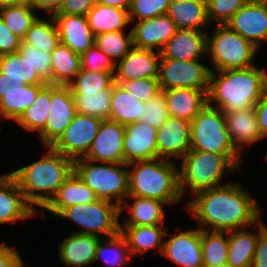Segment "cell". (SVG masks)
Wrapping results in <instances>:
<instances>
[{
    "mask_svg": "<svg viewBox=\"0 0 267 267\" xmlns=\"http://www.w3.org/2000/svg\"><path fill=\"white\" fill-rule=\"evenodd\" d=\"M206 36L203 31L178 29L161 50V57L180 61L202 60L206 55Z\"/></svg>",
    "mask_w": 267,
    "mask_h": 267,
    "instance_id": "cell-23",
    "label": "cell"
},
{
    "mask_svg": "<svg viewBox=\"0 0 267 267\" xmlns=\"http://www.w3.org/2000/svg\"><path fill=\"white\" fill-rule=\"evenodd\" d=\"M201 245L204 267H215L227 263L228 232L201 230Z\"/></svg>",
    "mask_w": 267,
    "mask_h": 267,
    "instance_id": "cell-39",
    "label": "cell"
},
{
    "mask_svg": "<svg viewBox=\"0 0 267 267\" xmlns=\"http://www.w3.org/2000/svg\"><path fill=\"white\" fill-rule=\"evenodd\" d=\"M115 72H92L81 69L74 80L68 85L71 92H98L107 88H113Z\"/></svg>",
    "mask_w": 267,
    "mask_h": 267,
    "instance_id": "cell-43",
    "label": "cell"
},
{
    "mask_svg": "<svg viewBox=\"0 0 267 267\" xmlns=\"http://www.w3.org/2000/svg\"><path fill=\"white\" fill-rule=\"evenodd\" d=\"M51 106L45 128L38 134L43 146L51 147L76 114L69 86L51 85Z\"/></svg>",
    "mask_w": 267,
    "mask_h": 267,
    "instance_id": "cell-12",
    "label": "cell"
},
{
    "mask_svg": "<svg viewBox=\"0 0 267 267\" xmlns=\"http://www.w3.org/2000/svg\"><path fill=\"white\" fill-rule=\"evenodd\" d=\"M157 129L143 121L125 126L123 140L124 164L158 158Z\"/></svg>",
    "mask_w": 267,
    "mask_h": 267,
    "instance_id": "cell-16",
    "label": "cell"
},
{
    "mask_svg": "<svg viewBox=\"0 0 267 267\" xmlns=\"http://www.w3.org/2000/svg\"><path fill=\"white\" fill-rule=\"evenodd\" d=\"M51 84H46L37 94L34 102L15 121L28 132L40 133L46 125L51 106Z\"/></svg>",
    "mask_w": 267,
    "mask_h": 267,
    "instance_id": "cell-35",
    "label": "cell"
},
{
    "mask_svg": "<svg viewBox=\"0 0 267 267\" xmlns=\"http://www.w3.org/2000/svg\"><path fill=\"white\" fill-rule=\"evenodd\" d=\"M180 267H204L202 259L201 229L180 231L164 240L162 254Z\"/></svg>",
    "mask_w": 267,
    "mask_h": 267,
    "instance_id": "cell-15",
    "label": "cell"
},
{
    "mask_svg": "<svg viewBox=\"0 0 267 267\" xmlns=\"http://www.w3.org/2000/svg\"><path fill=\"white\" fill-rule=\"evenodd\" d=\"M169 117L166 101L163 93L145 102L139 121L158 129Z\"/></svg>",
    "mask_w": 267,
    "mask_h": 267,
    "instance_id": "cell-47",
    "label": "cell"
},
{
    "mask_svg": "<svg viewBox=\"0 0 267 267\" xmlns=\"http://www.w3.org/2000/svg\"><path fill=\"white\" fill-rule=\"evenodd\" d=\"M124 135V125L110 119L102 120L98 133L83 159L96 163H124Z\"/></svg>",
    "mask_w": 267,
    "mask_h": 267,
    "instance_id": "cell-13",
    "label": "cell"
},
{
    "mask_svg": "<svg viewBox=\"0 0 267 267\" xmlns=\"http://www.w3.org/2000/svg\"><path fill=\"white\" fill-rule=\"evenodd\" d=\"M100 240V237L94 235L73 232L59 244V258L67 267H87L95 262Z\"/></svg>",
    "mask_w": 267,
    "mask_h": 267,
    "instance_id": "cell-25",
    "label": "cell"
},
{
    "mask_svg": "<svg viewBox=\"0 0 267 267\" xmlns=\"http://www.w3.org/2000/svg\"><path fill=\"white\" fill-rule=\"evenodd\" d=\"M42 158L11 171L26 200L36 209L43 208L74 171V161L51 147ZM43 192V193H42Z\"/></svg>",
    "mask_w": 267,
    "mask_h": 267,
    "instance_id": "cell-3",
    "label": "cell"
},
{
    "mask_svg": "<svg viewBox=\"0 0 267 267\" xmlns=\"http://www.w3.org/2000/svg\"><path fill=\"white\" fill-rule=\"evenodd\" d=\"M96 200L98 198L95 192L73 171L42 210L49 211L57 216L66 207L81 203H92Z\"/></svg>",
    "mask_w": 267,
    "mask_h": 267,
    "instance_id": "cell-27",
    "label": "cell"
},
{
    "mask_svg": "<svg viewBox=\"0 0 267 267\" xmlns=\"http://www.w3.org/2000/svg\"><path fill=\"white\" fill-rule=\"evenodd\" d=\"M202 60L180 61L160 57L158 81L161 90L173 88L208 89L211 68Z\"/></svg>",
    "mask_w": 267,
    "mask_h": 267,
    "instance_id": "cell-10",
    "label": "cell"
},
{
    "mask_svg": "<svg viewBox=\"0 0 267 267\" xmlns=\"http://www.w3.org/2000/svg\"><path fill=\"white\" fill-rule=\"evenodd\" d=\"M167 15L178 29L204 31L209 24L206 0H171Z\"/></svg>",
    "mask_w": 267,
    "mask_h": 267,
    "instance_id": "cell-30",
    "label": "cell"
},
{
    "mask_svg": "<svg viewBox=\"0 0 267 267\" xmlns=\"http://www.w3.org/2000/svg\"><path fill=\"white\" fill-rule=\"evenodd\" d=\"M81 69V55L60 42L51 56L52 85L68 86Z\"/></svg>",
    "mask_w": 267,
    "mask_h": 267,
    "instance_id": "cell-33",
    "label": "cell"
},
{
    "mask_svg": "<svg viewBox=\"0 0 267 267\" xmlns=\"http://www.w3.org/2000/svg\"><path fill=\"white\" fill-rule=\"evenodd\" d=\"M103 260L107 267H126L131 256L126 239L119 232L117 235L101 238L97 245L95 262Z\"/></svg>",
    "mask_w": 267,
    "mask_h": 267,
    "instance_id": "cell-40",
    "label": "cell"
},
{
    "mask_svg": "<svg viewBox=\"0 0 267 267\" xmlns=\"http://www.w3.org/2000/svg\"><path fill=\"white\" fill-rule=\"evenodd\" d=\"M0 72L11 81L24 85H46L36 69L31 68L23 60L19 51L0 56Z\"/></svg>",
    "mask_w": 267,
    "mask_h": 267,
    "instance_id": "cell-37",
    "label": "cell"
},
{
    "mask_svg": "<svg viewBox=\"0 0 267 267\" xmlns=\"http://www.w3.org/2000/svg\"><path fill=\"white\" fill-rule=\"evenodd\" d=\"M60 42L74 53L82 55L94 45L95 36L88 25L86 16L54 14Z\"/></svg>",
    "mask_w": 267,
    "mask_h": 267,
    "instance_id": "cell-22",
    "label": "cell"
},
{
    "mask_svg": "<svg viewBox=\"0 0 267 267\" xmlns=\"http://www.w3.org/2000/svg\"><path fill=\"white\" fill-rule=\"evenodd\" d=\"M213 29H215L213 34L206 36V54L211 58L209 60L214 67L211 71L255 66L253 61L260 48L231 30L226 24H216Z\"/></svg>",
    "mask_w": 267,
    "mask_h": 267,
    "instance_id": "cell-6",
    "label": "cell"
},
{
    "mask_svg": "<svg viewBox=\"0 0 267 267\" xmlns=\"http://www.w3.org/2000/svg\"><path fill=\"white\" fill-rule=\"evenodd\" d=\"M171 0H131L129 12L130 22L151 19L167 14Z\"/></svg>",
    "mask_w": 267,
    "mask_h": 267,
    "instance_id": "cell-45",
    "label": "cell"
},
{
    "mask_svg": "<svg viewBox=\"0 0 267 267\" xmlns=\"http://www.w3.org/2000/svg\"><path fill=\"white\" fill-rule=\"evenodd\" d=\"M260 133L264 139L267 138V85L260 100L254 105Z\"/></svg>",
    "mask_w": 267,
    "mask_h": 267,
    "instance_id": "cell-53",
    "label": "cell"
},
{
    "mask_svg": "<svg viewBox=\"0 0 267 267\" xmlns=\"http://www.w3.org/2000/svg\"><path fill=\"white\" fill-rule=\"evenodd\" d=\"M82 69L92 72H115V62L95 44L81 55Z\"/></svg>",
    "mask_w": 267,
    "mask_h": 267,
    "instance_id": "cell-49",
    "label": "cell"
},
{
    "mask_svg": "<svg viewBox=\"0 0 267 267\" xmlns=\"http://www.w3.org/2000/svg\"><path fill=\"white\" fill-rule=\"evenodd\" d=\"M120 233L126 239L130 256L134 257L155 248L162 254L168 230L163 225L120 226Z\"/></svg>",
    "mask_w": 267,
    "mask_h": 267,
    "instance_id": "cell-28",
    "label": "cell"
},
{
    "mask_svg": "<svg viewBox=\"0 0 267 267\" xmlns=\"http://www.w3.org/2000/svg\"><path fill=\"white\" fill-rule=\"evenodd\" d=\"M34 9L28 6L12 5L0 8V18L11 32L21 39L26 35L32 23L37 19Z\"/></svg>",
    "mask_w": 267,
    "mask_h": 267,
    "instance_id": "cell-42",
    "label": "cell"
},
{
    "mask_svg": "<svg viewBox=\"0 0 267 267\" xmlns=\"http://www.w3.org/2000/svg\"><path fill=\"white\" fill-rule=\"evenodd\" d=\"M207 19L209 23L215 22L217 25L226 24L230 18L242 6L250 0H206Z\"/></svg>",
    "mask_w": 267,
    "mask_h": 267,
    "instance_id": "cell-46",
    "label": "cell"
},
{
    "mask_svg": "<svg viewBox=\"0 0 267 267\" xmlns=\"http://www.w3.org/2000/svg\"><path fill=\"white\" fill-rule=\"evenodd\" d=\"M45 85H19L0 99L1 119L16 121ZM1 125V124H0Z\"/></svg>",
    "mask_w": 267,
    "mask_h": 267,
    "instance_id": "cell-34",
    "label": "cell"
},
{
    "mask_svg": "<svg viewBox=\"0 0 267 267\" xmlns=\"http://www.w3.org/2000/svg\"><path fill=\"white\" fill-rule=\"evenodd\" d=\"M35 209L25 198L16 179L9 173L0 175V225L36 216Z\"/></svg>",
    "mask_w": 267,
    "mask_h": 267,
    "instance_id": "cell-19",
    "label": "cell"
},
{
    "mask_svg": "<svg viewBox=\"0 0 267 267\" xmlns=\"http://www.w3.org/2000/svg\"><path fill=\"white\" fill-rule=\"evenodd\" d=\"M101 122L100 118L76 113L72 122L51 148L73 161L84 158L98 133Z\"/></svg>",
    "mask_w": 267,
    "mask_h": 267,
    "instance_id": "cell-11",
    "label": "cell"
},
{
    "mask_svg": "<svg viewBox=\"0 0 267 267\" xmlns=\"http://www.w3.org/2000/svg\"><path fill=\"white\" fill-rule=\"evenodd\" d=\"M131 31L134 47L161 52L178 28L170 17L164 14L135 22Z\"/></svg>",
    "mask_w": 267,
    "mask_h": 267,
    "instance_id": "cell-18",
    "label": "cell"
},
{
    "mask_svg": "<svg viewBox=\"0 0 267 267\" xmlns=\"http://www.w3.org/2000/svg\"><path fill=\"white\" fill-rule=\"evenodd\" d=\"M190 148L218 155H240L231 144L223 112L208 104L190 122Z\"/></svg>",
    "mask_w": 267,
    "mask_h": 267,
    "instance_id": "cell-8",
    "label": "cell"
},
{
    "mask_svg": "<svg viewBox=\"0 0 267 267\" xmlns=\"http://www.w3.org/2000/svg\"><path fill=\"white\" fill-rule=\"evenodd\" d=\"M175 163L172 159L157 158L127 164L128 196L155 199L170 206L181 201L179 169Z\"/></svg>",
    "mask_w": 267,
    "mask_h": 267,
    "instance_id": "cell-4",
    "label": "cell"
},
{
    "mask_svg": "<svg viewBox=\"0 0 267 267\" xmlns=\"http://www.w3.org/2000/svg\"><path fill=\"white\" fill-rule=\"evenodd\" d=\"M18 51L23 55L24 62L31 68L36 69L37 73L47 84L52 85V52L36 49L23 42H21Z\"/></svg>",
    "mask_w": 267,
    "mask_h": 267,
    "instance_id": "cell-44",
    "label": "cell"
},
{
    "mask_svg": "<svg viewBox=\"0 0 267 267\" xmlns=\"http://www.w3.org/2000/svg\"><path fill=\"white\" fill-rule=\"evenodd\" d=\"M160 57V52L133 46L132 49L115 64V81L158 78Z\"/></svg>",
    "mask_w": 267,
    "mask_h": 267,
    "instance_id": "cell-20",
    "label": "cell"
},
{
    "mask_svg": "<svg viewBox=\"0 0 267 267\" xmlns=\"http://www.w3.org/2000/svg\"><path fill=\"white\" fill-rule=\"evenodd\" d=\"M251 267H267V227L258 236Z\"/></svg>",
    "mask_w": 267,
    "mask_h": 267,
    "instance_id": "cell-52",
    "label": "cell"
},
{
    "mask_svg": "<svg viewBox=\"0 0 267 267\" xmlns=\"http://www.w3.org/2000/svg\"><path fill=\"white\" fill-rule=\"evenodd\" d=\"M255 226L258 232L245 228L228 232L229 250L227 263L231 267H251L258 236L267 227L260 219Z\"/></svg>",
    "mask_w": 267,
    "mask_h": 267,
    "instance_id": "cell-29",
    "label": "cell"
},
{
    "mask_svg": "<svg viewBox=\"0 0 267 267\" xmlns=\"http://www.w3.org/2000/svg\"><path fill=\"white\" fill-rule=\"evenodd\" d=\"M76 113L110 119L112 88L98 92H71Z\"/></svg>",
    "mask_w": 267,
    "mask_h": 267,
    "instance_id": "cell-36",
    "label": "cell"
},
{
    "mask_svg": "<svg viewBox=\"0 0 267 267\" xmlns=\"http://www.w3.org/2000/svg\"><path fill=\"white\" fill-rule=\"evenodd\" d=\"M50 18L46 21L37 17L22 42L36 49L52 52L59 45L60 37L54 18Z\"/></svg>",
    "mask_w": 267,
    "mask_h": 267,
    "instance_id": "cell-38",
    "label": "cell"
},
{
    "mask_svg": "<svg viewBox=\"0 0 267 267\" xmlns=\"http://www.w3.org/2000/svg\"><path fill=\"white\" fill-rule=\"evenodd\" d=\"M22 263L16 250L4 242L0 243V267H19Z\"/></svg>",
    "mask_w": 267,
    "mask_h": 267,
    "instance_id": "cell-54",
    "label": "cell"
},
{
    "mask_svg": "<svg viewBox=\"0 0 267 267\" xmlns=\"http://www.w3.org/2000/svg\"><path fill=\"white\" fill-rule=\"evenodd\" d=\"M145 102L129 94L120 84L114 83L111 97L110 120L124 126L138 122Z\"/></svg>",
    "mask_w": 267,
    "mask_h": 267,
    "instance_id": "cell-32",
    "label": "cell"
},
{
    "mask_svg": "<svg viewBox=\"0 0 267 267\" xmlns=\"http://www.w3.org/2000/svg\"><path fill=\"white\" fill-rule=\"evenodd\" d=\"M257 1L267 5V0H257Z\"/></svg>",
    "mask_w": 267,
    "mask_h": 267,
    "instance_id": "cell-60",
    "label": "cell"
},
{
    "mask_svg": "<svg viewBox=\"0 0 267 267\" xmlns=\"http://www.w3.org/2000/svg\"><path fill=\"white\" fill-rule=\"evenodd\" d=\"M12 5H22L33 8V0H0V8Z\"/></svg>",
    "mask_w": 267,
    "mask_h": 267,
    "instance_id": "cell-58",
    "label": "cell"
},
{
    "mask_svg": "<svg viewBox=\"0 0 267 267\" xmlns=\"http://www.w3.org/2000/svg\"><path fill=\"white\" fill-rule=\"evenodd\" d=\"M239 157L240 155H218L191 149L181 159L179 168L181 196H184L188 187L194 195L224 185L221 182L225 173L240 169Z\"/></svg>",
    "mask_w": 267,
    "mask_h": 267,
    "instance_id": "cell-5",
    "label": "cell"
},
{
    "mask_svg": "<svg viewBox=\"0 0 267 267\" xmlns=\"http://www.w3.org/2000/svg\"><path fill=\"white\" fill-rule=\"evenodd\" d=\"M119 207L120 215L123 211L128 210L130 215L125 224L120 226H155L164 225L165 211L163 206H167L165 202L150 199L146 197L127 196ZM131 203H130V200Z\"/></svg>",
    "mask_w": 267,
    "mask_h": 267,
    "instance_id": "cell-26",
    "label": "cell"
},
{
    "mask_svg": "<svg viewBox=\"0 0 267 267\" xmlns=\"http://www.w3.org/2000/svg\"><path fill=\"white\" fill-rule=\"evenodd\" d=\"M171 117L191 122L207 104L208 89L173 88L161 90Z\"/></svg>",
    "mask_w": 267,
    "mask_h": 267,
    "instance_id": "cell-24",
    "label": "cell"
},
{
    "mask_svg": "<svg viewBox=\"0 0 267 267\" xmlns=\"http://www.w3.org/2000/svg\"><path fill=\"white\" fill-rule=\"evenodd\" d=\"M93 35L104 32L124 31L131 24L128 10L95 3L86 15Z\"/></svg>",
    "mask_w": 267,
    "mask_h": 267,
    "instance_id": "cell-31",
    "label": "cell"
},
{
    "mask_svg": "<svg viewBox=\"0 0 267 267\" xmlns=\"http://www.w3.org/2000/svg\"><path fill=\"white\" fill-rule=\"evenodd\" d=\"M22 39L13 34L0 18V56L17 52Z\"/></svg>",
    "mask_w": 267,
    "mask_h": 267,
    "instance_id": "cell-51",
    "label": "cell"
},
{
    "mask_svg": "<svg viewBox=\"0 0 267 267\" xmlns=\"http://www.w3.org/2000/svg\"><path fill=\"white\" fill-rule=\"evenodd\" d=\"M61 0H33V9L46 10L53 16L59 9Z\"/></svg>",
    "mask_w": 267,
    "mask_h": 267,
    "instance_id": "cell-55",
    "label": "cell"
},
{
    "mask_svg": "<svg viewBox=\"0 0 267 267\" xmlns=\"http://www.w3.org/2000/svg\"><path fill=\"white\" fill-rule=\"evenodd\" d=\"M231 144L241 154L245 146L264 139L260 133L257 116L253 108L223 112Z\"/></svg>",
    "mask_w": 267,
    "mask_h": 267,
    "instance_id": "cell-21",
    "label": "cell"
},
{
    "mask_svg": "<svg viewBox=\"0 0 267 267\" xmlns=\"http://www.w3.org/2000/svg\"><path fill=\"white\" fill-rule=\"evenodd\" d=\"M95 0H61L55 14L86 16L95 5Z\"/></svg>",
    "mask_w": 267,
    "mask_h": 267,
    "instance_id": "cell-50",
    "label": "cell"
},
{
    "mask_svg": "<svg viewBox=\"0 0 267 267\" xmlns=\"http://www.w3.org/2000/svg\"><path fill=\"white\" fill-rule=\"evenodd\" d=\"M74 172L100 200L115 203L120 207L128 196L127 164L107 162L96 164L81 158L74 161Z\"/></svg>",
    "mask_w": 267,
    "mask_h": 267,
    "instance_id": "cell-7",
    "label": "cell"
},
{
    "mask_svg": "<svg viewBox=\"0 0 267 267\" xmlns=\"http://www.w3.org/2000/svg\"><path fill=\"white\" fill-rule=\"evenodd\" d=\"M95 2L124 10H129L131 4V0H95Z\"/></svg>",
    "mask_w": 267,
    "mask_h": 267,
    "instance_id": "cell-57",
    "label": "cell"
},
{
    "mask_svg": "<svg viewBox=\"0 0 267 267\" xmlns=\"http://www.w3.org/2000/svg\"><path fill=\"white\" fill-rule=\"evenodd\" d=\"M186 204L201 230L230 232L254 225L262 209L251 194L238 183L197 192ZM207 227V228H205ZM211 228V229H210Z\"/></svg>",
    "mask_w": 267,
    "mask_h": 267,
    "instance_id": "cell-1",
    "label": "cell"
},
{
    "mask_svg": "<svg viewBox=\"0 0 267 267\" xmlns=\"http://www.w3.org/2000/svg\"><path fill=\"white\" fill-rule=\"evenodd\" d=\"M156 145L158 158L169 160L171 157H176L182 159L191 150L190 122L169 116L157 129Z\"/></svg>",
    "mask_w": 267,
    "mask_h": 267,
    "instance_id": "cell-17",
    "label": "cell"
},
{
    "mask_svg": "<svg viewBox=\"0 0 267 267\" xmlns=\"http://www.w3.org/2000/svg\"><path fill=\"white\" fill-rule=\"evenodd\" d=\"M19 85L24 84L11 81L10 79L6 78V75L0 72V99L12 89L17 88Z\"/></svg>",
    "mask_w": 267,
    "mask_h": 267,
    "instance_id": "cell-56",
    "label": "cell"
},
{
    "mask_svg": "<svg viewBox=\"0 0 267 267\" xmlns=\"http://www.w3.org/2000/svg\"><path fill=\"white\" fill-rule=\"evenodd\" d=\"M226 25L259 48L264 41L267 42V5L250 0Z\"/></svg>",
    "mask_w": 267,
    "mask_h": 267,
    "instance_id": "cell-14",
    "label": "cell"
},
{
    "mask_svg": "<svg viewBox=\"0 0 267 267\" xmlns=\"http://www.w3.org/2000/svg\"><path fill=\"white\" fill-rule=\"evenodd\" d=\"M115 82L120 84L129 94L136 96L143 102H147L161 92L158 78H142Z\"/></svg>",
    "mask_w": 267,
    "mask_h": 267,
    "instance_id": "cell-48",
    "label": "cell"
},
{
    "mask_svg": "<svg viewBox=\"0 0 267 267\" xmlns=\"http://www.w3.org/2000/svg\"><path fill=\"white\" fill-rule=\"evenodd\" d=\"M215 267H231V266L228 263H226V264L215 266Z\"/></svg>",
    "mask_w": 267,
    "mask_h": 267,
    "instance_id": "cell-59",
    "label": "cell"
},
{
    "mask_svg": "<svg viewBox=\"0 0 267 267\" xmlns=\"http://www.w3.org/2000/svg\"><path fill=\"white\" fill-rule=\"evenodd\" d=\"M104 32L95 36L94 44L110 57L115 64L133 47L132 31Z\"/></svg>",
    "mask_w": 267,
    "mask_h": 267,
    "instance_id": "cell-41",
    "label": "cell"
},
{
    "mask_svg": "<svg viewBox=\"0 0 267 267\" xmlns=\"http://www.w3.org/2000/svg\"><path fill=\"white\" fill-rule=\"evenodd\" d=\"M57 216L80 225V230L75 233L108 238L120 232L119 206L109 201L98 199L92 203L76 204L64 208Z\"/></svg>",
    "mask_w": 267,
    "mask_h": 267,
    "instance_id": "cell-9",
    "label": "cell"
},
{
    "mask_svg": "<svg viewBox=\"0 0 267 267\" xmlns=\"http://www.w3.org/2000/svg\"><path fill=\"white\" fill-rule=\"evenodd\" d=\"M266 85L267 71L257 66L211 71L207 104L222 112L247 110L260 100Z\"/></svg>",
    "mask_w": 267,
    "mask_h": 267,
    "instance_id": "cell-2",
    "label": "cell"
},
{
    "mask_svg": "<svg viewBox=\"0 0 267 267\" xmlns=\"http://www.w3.org/2000/svg\"><path fill=\"white\" fill-rule=\"evenodd\" d=\"M19 267H27V266H25L24 263H22Z\"/></svg>",
    "mask_w": 267,
    "mask_h": 267,
    "instance_id": "cell-61",
    "label": "cell"
}]
</instances>
